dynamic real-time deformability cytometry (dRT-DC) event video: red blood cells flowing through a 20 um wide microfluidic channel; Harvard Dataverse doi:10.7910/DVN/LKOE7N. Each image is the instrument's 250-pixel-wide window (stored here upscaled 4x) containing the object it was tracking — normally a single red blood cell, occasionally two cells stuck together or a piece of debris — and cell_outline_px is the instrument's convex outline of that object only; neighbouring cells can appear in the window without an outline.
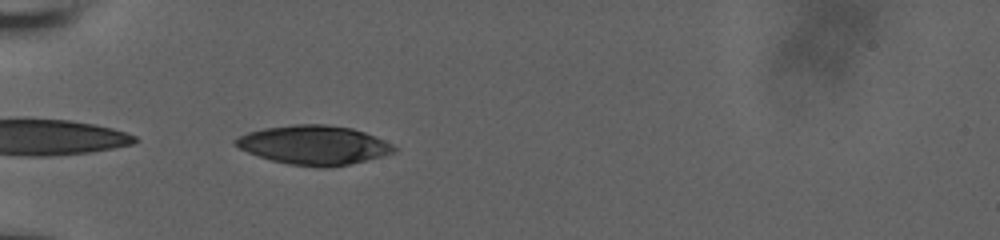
{"species": "human", "species_latin": "Homo sapiens", "temperature_condition": "room temperature", "stored_images_in_passage": 37, "camera_frame_rate_fps": 3000, "um_per_image_px": 0.085, "donor": {"sex": "male"}, "frame": {"image": 1, "passage_image": 1, "time_ms": 0.0, "image_size_px": [1000, 240], "cell_outline_px": [[396, 152], [332, 168], [324, 168], [288, 164], [272, 160], [248, 152], [232, 144], [232, 140], [248, 132], [264, 128], [292, 124], [324, 124], [352, 128], [376, 136], [392, 144], [396, 148]], "centroid_in_image_um": [26.67, 12.32], "position_along_channel_um": 58.3, "area_um2": 36.07}}
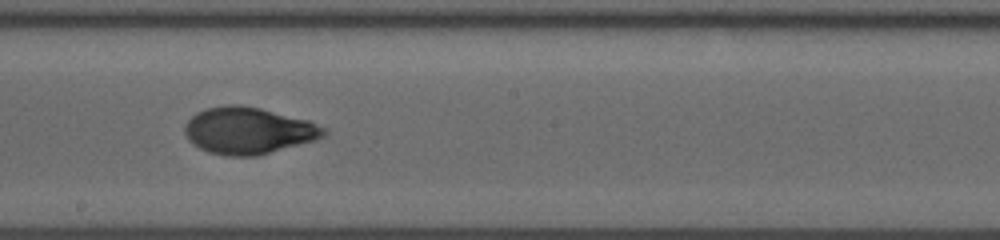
{"frame": {"image": 2, "passage_image": 15, "time_ms": 4.667, "image_size_px": [1000, 240], "cell_outline_px": [[328, 132], [324, 136], [316, 140], [256, 156], [228, 156], [208, 152], [192, 144], [188, 140], [184, 132], [184, 124], [196, 112], [204, 108], [232, 104], [240, 104], [260, 108], [308, 120], [328, 128]], "centroid_in_image_um": [21.11, 11.1], "position_along_channel_um": 227.1, "area_um2": 38.15}}
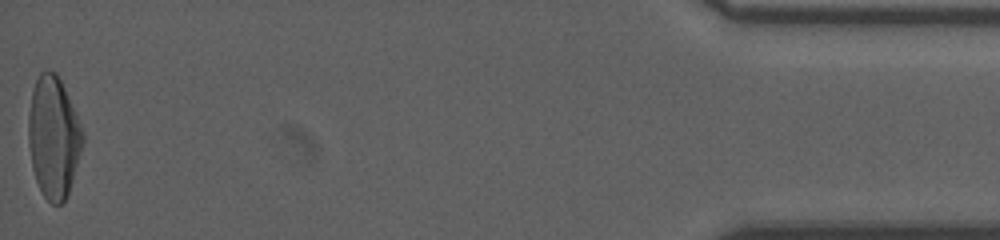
{"frame": {"image": 3, "passage_image": 37, "time_ms": 12.0, "image_size_px": [1000, 240], "cell_outline_px": [[84, 144], [68, 196], [60, 204], [52, 204], [44, 196], [36, 180], [32, 168], [28, 144], [28, 116], [32, 88], [40, 72], [44, 68], [56, 72], [64, 88], [84, 132]], "centroid_in_image_um": [4.55, 11.66], "position_along_channel_um": 430.7, "area_um2": 38.78}, "authors_computed_cell_mechanics": {"area_um2": 36.992, "velocity_mm_per_s": 3.9253, "shape_relaxation_time_tau1_ms": 6.6136, "shape_relaxation_time_tau2_ms": 1.385, "deformation_change_tau1": 0.2459, "deformation_change_tau2": 0.057}}